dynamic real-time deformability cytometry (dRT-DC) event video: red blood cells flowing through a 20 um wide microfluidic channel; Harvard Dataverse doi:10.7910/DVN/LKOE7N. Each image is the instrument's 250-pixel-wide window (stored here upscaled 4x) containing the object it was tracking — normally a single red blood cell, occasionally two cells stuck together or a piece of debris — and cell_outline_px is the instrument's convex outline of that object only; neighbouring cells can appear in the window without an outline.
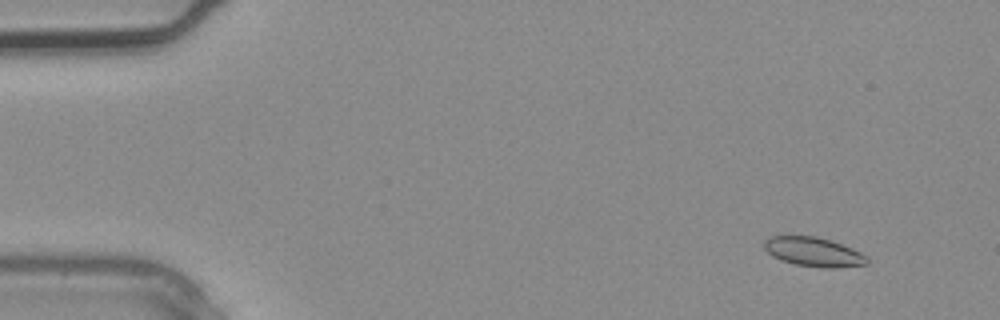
{"species": "common noctule bat (a hibernating species)", "species_latin": "Nyctalus noctula", "temperature_condition": "warm", "stored_images_in_passage": 4, "camera_frame_rate_fps": 3000, "um_per_image_px": 0.085, "animal": {"sex": "male", "body_mass_g": 20.4}, "frame": {"image": 1, "passage_image": 1, "time_ms": 0.0, "image_size_px": [1000, 320], "cell_outline_px": [[868, 264], [836, 268], [824, 268], [796, 264], [780, 260], [772, 256], [764, 248], [764, 240], [768, 236], [816, 236], [852, 248], [860, 252], [868, 260]], "centroid_in_image_um": [69.12, 21.41], "position_along_channel_um": 15.9, "area_um2": 17.4}}